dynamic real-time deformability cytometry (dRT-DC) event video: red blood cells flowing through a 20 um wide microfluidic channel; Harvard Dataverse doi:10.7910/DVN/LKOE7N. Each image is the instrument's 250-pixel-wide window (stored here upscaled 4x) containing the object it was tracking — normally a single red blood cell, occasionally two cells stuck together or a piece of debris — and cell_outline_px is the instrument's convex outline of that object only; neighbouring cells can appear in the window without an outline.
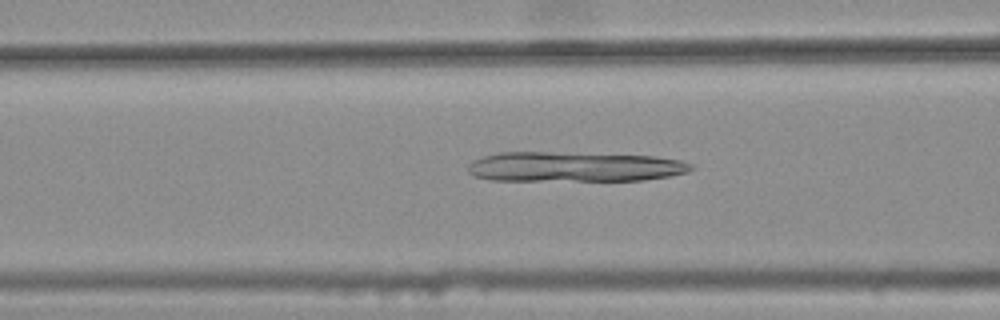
{"species": "common noctule bat (a hibernating species)", "species_latin": "Nyctalus noctula", "temperature_condition": "warm", "stored_images_in_passage": 45, "camera_frame_rate_fps": 3000, "um_per_image_px": 0.085, "animal": {"sex": "female", "body_mass_g": 25.1}, "frame": {"image": 1, "passage_image": 20, "time_ms": 6.333, "image_size_px": [1000, 320], "cell_outline_px": [[696, 168], [688, 172], [668, 176], [640, 180], [492, 180], [472, 176], [468, 172], [468, 164], [484, 156], [496, 152], [552, 152], [652, 156], [680, 160], [692, 164]], "centroid_in_image_um": [48.8, 14.17], "position_along_channel_um": 117.8, "area_um2": 38.78}}
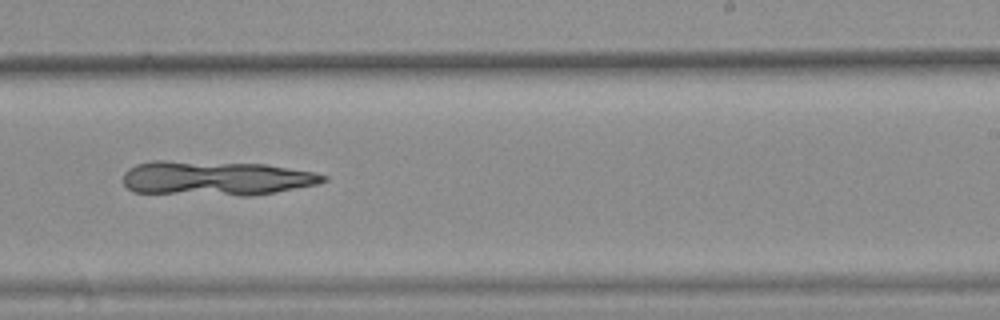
{"frame": {"image": 2, "passage_image": 32, "time_ms": 10.333, "image_size_px": [1000, 320], "cell_outline_px": [[328, 180], [316, 184], [276, 192], [252, 196], [240, 196], [132, 192], [124, 184], [124, 172], [128, 168], [136, 164], [152, 160], [164, 160], [264, 164], [316, 172], [328, 176]], "centroid_in_image_um": [18.35, 15.15], "position_along_channel_um": 270.7, "area_um2": 40.63}}
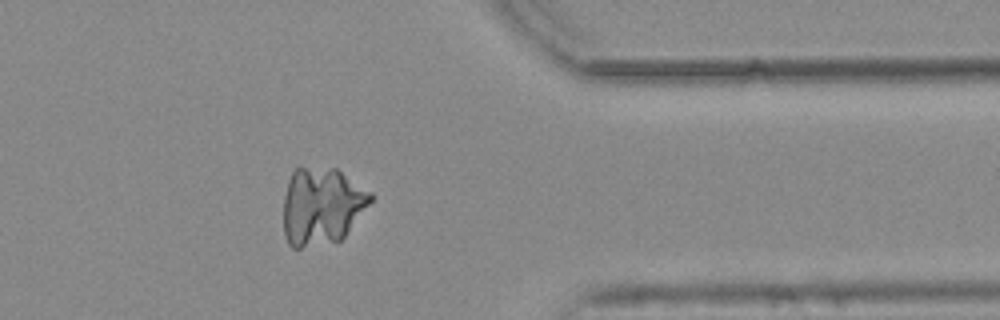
{"frame": {"image": 3, "passage_image": 42, "time_ms": 13.667, "image_size_px": [1000, 320], "cell_outline_px": [[376, 196], [344, 236], [340, 240], [300, 248], [292, 248], [288, 244], [284, 232], [284, 196], [288, 180], [292, 172], [300, 164], [336, 168], [372, 192]], "centroid_in_image_um": [27.34, 17.46], "position_along_channel_um": 384.1, "area_um2": 39.82}}